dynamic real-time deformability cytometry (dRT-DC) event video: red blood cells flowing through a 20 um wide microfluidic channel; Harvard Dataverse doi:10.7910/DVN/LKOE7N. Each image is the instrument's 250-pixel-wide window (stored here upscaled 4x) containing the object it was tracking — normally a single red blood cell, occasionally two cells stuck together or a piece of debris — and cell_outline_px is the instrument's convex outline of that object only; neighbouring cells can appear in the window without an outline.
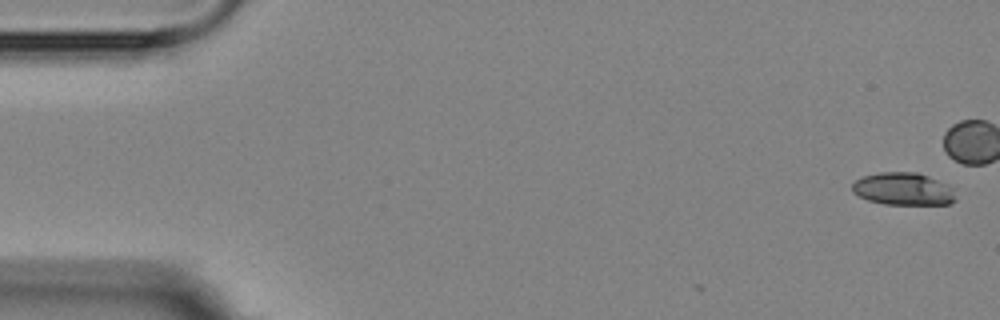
{"species": "Egyptian fruit bat (a non-hibernating species)", "species_latin": "Rousettus aegyptiacus", "temperature_condition": "room temperature", "stored_images_in_passage": 4, "camera_frame_rate_fps": 3000, "um_per_image_px": 0.085, "animal": {"sex": "female"}, "frame": {"image": 1, "passage_image": 1, "time_ms": 0.0, "image_size_px": [1000, 320], "cell_outline_px": [[956, 200], [948, 204], [884, 204], [868, 200], [852, 192], [852, 184], [856, 180], [864, 176], [880, 172], [916, 172], [928, 176], [952, 188], [956, 196]], "centroid_in_image_um": [76.76, 16.06], "position_along_channel_um": 8.2, "area_um2": 19.42}}